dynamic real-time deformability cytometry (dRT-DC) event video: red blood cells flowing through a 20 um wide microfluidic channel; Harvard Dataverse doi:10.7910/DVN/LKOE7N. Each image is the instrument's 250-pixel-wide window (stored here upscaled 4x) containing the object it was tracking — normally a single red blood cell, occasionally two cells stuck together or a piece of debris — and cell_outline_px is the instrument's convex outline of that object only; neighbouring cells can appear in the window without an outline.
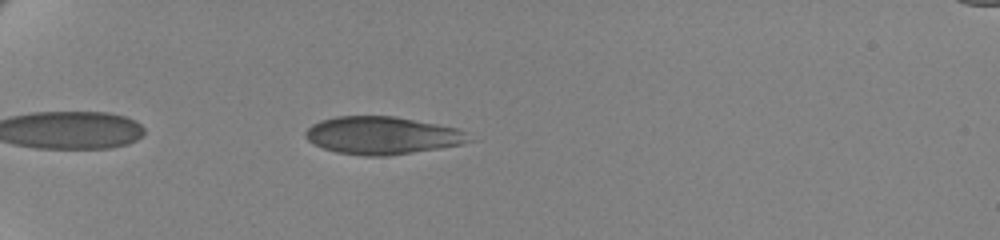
{"species": "human", "species_latin": "Homo sapiens", "temperature_condition": "cold", "stored_images_in_passage": 46, "camera_frame_rate_fps": 3000, "um_per_image_px": 0.085, "donor": {"sex": "female"}, "frame": {"image": 1, "passage_image": 6, "time_ms": 1.667, "image_size_px": [1000, 240], "cell_outline_px": [[480, 140], [460, 144], [388, 156], [364, 156], [336, 152], [324, 148], [308, 140], [304, 136], [304, 132], [312, 124], [320, 120], [336, 116], [396, 116], [456, 128]], "centroid_in_image_um": [32.49, 11.51], "position_along_channel_um": 52.5, "area_um2": 35.89}}
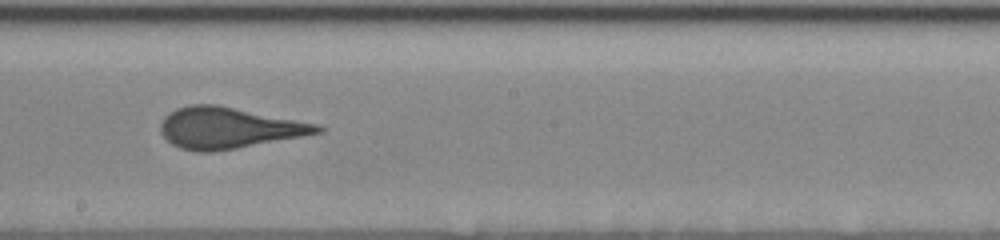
{"frame": {"image": 2, "passage_image": 24, "time_ms": 7.667, "image_size_px": [1000, 240], "cell_outline_px": [[324, 132], [236, 148], [212, 152], [196, 152], [180, 148], [172, 144], [160, 132], [160, 124], [164, 116], [176, 108], [192, 104], [216, 104], [320, 124], [324, 128]], "centroid_in_image_um": [19.43, 10.87], "position_along_channel_um": 228.8, "area_um2": 37.57}}
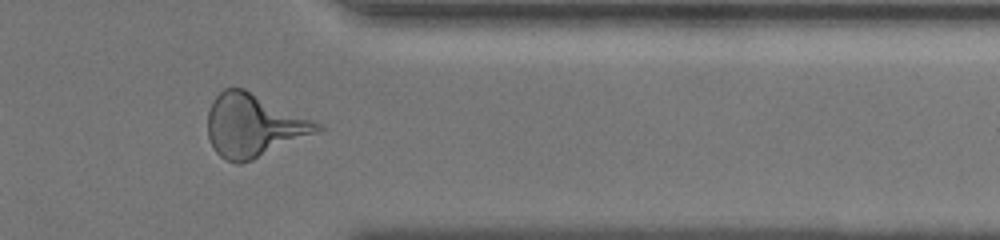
{"frame": {"image": 3, "passage_image": 38, "time_ms": 12.333, "image_size_px": [1000, 240], "cell_outline_px": [[324, 128], [316, 132], [252, 160], [240, 164], [236, 164], [224, 160], [216, 152], [208, 136], [208, 112], [212, 100], [224, 88], [244, 88], [324, 124]], "centroid_in_image_um": [21.54, 10.66], "position_along_channel_um": 389.9, "area_um2": 40.0}, "authors_computed_cell_mechanics": {"area_um2": 37.1365, "velocity_mm_per_s": 3.5029, "shape_relaxation_time_tau1_ms": 5.174, "shape_relaxation_time_tau2_ms": null, "deformation_change_tau1": 0.1405, "deformation_change_tau2": null}}